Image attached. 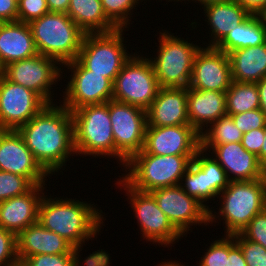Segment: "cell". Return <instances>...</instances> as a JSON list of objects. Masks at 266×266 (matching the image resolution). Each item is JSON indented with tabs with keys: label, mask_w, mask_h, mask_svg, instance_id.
I'll use <instances>...</instances> for the list:
<instances>
[{
	"label": "cell",
	"mask_w": 266,
	"mask_h": 266,
	"mask_svg": "<svg viewBox=\"0 0 266 266\" xmlns=\"http://www.w3.org/2000/svg\"><path fill=\"white\" fill-rule=\"evenodd\" d=\"M61 103L46 104L18 129L33 157L50 177L65 168L69 157L76 154L72 114Z\"/></svg>",
	"instance_id": "6da1fadb"
},
{
	"label": "cell",
	"mask_w": 266,
	"mask_h": 266,
	"mask_svg": "<svg viewBox=\"0 0 266 266\" xmlns=\"http://www.w3.org/2000/svg\"><path fill=\"white\" fill-rule=\"evenodd\" d=\"M93 205L76 198L52 199L44 195L39 204L38 222L82 251L85 241L99 235L105 220L102 210Z\"/></svg>",
	"instance_id": "7a4b0ae2"
},
{
	"label": "cell",
	"mask_w": 266,
	"mask_h": 266,
	"mask_svg": "<svg viewBox=\"0 0 266 266\" xmlns=\"http://www.w3.org/2000/svg\"><path fill=\"white\" fill-rule=\"evenodd\" d=\"M218 197L219 212L209 210V225L222 217L225 234L230 236L241 233L255 215L266 208V186L260 179L231 181Z\"/></svg>",
	"instance_id": "3957f363"
},
{
	"label": "cell",
	"mask_w": 266,
	"mask_h": 266,
	"mask_svg": "<svg viewBox=\"0 0 266 266\" xmlns=\"http://www.w3.org/2000/svg\"><path fill=\"white\" fill-rule=\"evenodd\" d=\"M195 155H152L143 149L125 164L123 180L141 192L179 185Z\"/></svg>",
	"instance_id": "277c9868"
},
{
	"label": "cell",
	"mask_w": 266,
	"mask_h": 266,
	"mask_svg": "<svg viewBox=\"0 0 266 266\" xmlns=\"http://www.w3.org/2000/svg\"><path fill=\"white\" fill-rule=\"evenodd\" d=\"M28 24L38 54L53 58L61 67L77 58L85 33L66 13L48 12Z\"/></svg>",
	"instance_id": "5b68a950"
},
{
	"label": "cell",
	"mask_w": 266,
	"mask_h": 266,
	"mask_svg": "<svg viewBox=\"0 0 266 266\" xmlns=\"http://www.w3.org/2000/svg\"><path fill=\"white\" fill-rule=\"evenodd\" d=\"M71 114L76 155L114 158L115 144L109 116V101L77 108Z\"/></svg>",
	"instance_id": "8992f818"
},
{
	"label": "cell",
	"mask_w": 266,
	"mask_h": 266,
	"mask_svg": "<svg viewBox=\"0 0 266 266\" xmlns=\"http://www.w3.org/2000/svg\"><path fill=\"white\" fill-rule=\"evenodd\" d=\"M162 31L159 33L157 56L149 58L159 87H189L194 58L201 45L188 42V38L185 40L177 35L174 36L167 30Z\"/></svg>",
	"instance_id": "52a82bcc"
},
{
	"label": "cell",
	"mask_w": 266,
	"mask_h": 266,
	"mask_svg": "<svg viewBox=\"0 0 266 266\" xmlns=\"http://www.w3.org/2000/svg\"><path fill=\"white\" fill-rule=\"evenodd\" d=\"M123 30L127 31L117 29L109 33L85 34L76 60L84 68L114 83L124 63L133 54H129L124 46Z\"/></svg>",
	"instance_id": "ba28073f"
},
{
	"label": "cell",
	"mask_w": 266,
	"mask_h": 266,
	"mask_svg": "<svg viewBox=\"0 0 266 266\" xmlns=\"http://www.w3.org/2000/svg\"><path fill=\"white\" fill-rule=\"evenodd\" d=\"M159 88L150 59L134 53L116 76L112 99L146 111Z\"/></svg>",
	"instance_id": "9c48e42d"
},
{
	"label": "cell",
	"mask_w": 266,
	"mask_h": 266,
	"mask_svg": "<svg viewBox=\"0 0 266 266\" xmlns=\"http://www.w3.org/2000/svg\"><path fill=\"white\" fill-rule=\"evenodd\" d=\"M109 116L115 144V159L123 167L145 142L146 111L137 106L109 100Z\"/></svg>",
	"instance_id": "30bf717a"
},
{
	"label": "cell",
	"mask_w": 266,
	"mask_h": 266,
	"mask_svg": "<svg viewBox=\"0 0 266 266\" xmlns=\"http://www.w3.org/2000/svg\"><path fill=\"white\" fill-rule=\"evenodd\" d=\"M116 185L126 191L130 207L140 226L143 239L168 247L184 237L169 221L150 192H141L130 187L123 179H118ZM122 186V187H121ZM178 240V241H177Z\"/></svg>",
	"instance_id": "8fae6325"
},
{
	"label": "cell",
	"mask_w": 266,
	"mask_h": 266,
	"mask_svg": "<svg viewBox=\"0 0 266 266\" xmlns=\"http://www.w3.org/2000/svg\"><path fill=\"white\" fill-rule=\"evenodd\" d=\"M60 66L53 58L37 54L8 64L4 67L3 75L13 83L33 90L47 104H52L54 101L52 85L56 86V82L58 83L63 75V69Z\"/></svg>",
	"instance_id": "7c38bea8"
},
{
	"label": "cell",
	"mask_w": 266,
	"mask_h": 266,
	"mask_svg": "<svg viewBox=\"0 0 266 266\" xmlns=\"http://www.w3.org/2000/svg\"><path fill=\"white\" fill-rule=\"evenodd\" d=\"M229 183L230 180L225 170L217 160L200 148L190 162L179 185L189 196L196 198L210 210V207L205 204L209 202L206 201L215 200V197L218 198V195Z\"/></svg>",
	"instance_id": "4fadbf2b"
},
{
	"label": "cell",
	"mask_w": 266,
	"mask_h": 266,
	"mask_svg": "<svg viewBox=\"0 0 266 266\" xmlns=\"http://www.w3.org/2000/svg\"><path fill=\"white\" fill-rule=\"evenodd\" d=\"M72 73L63 92L62 104L71 112L87 105L102 104L113 97V82L84 68L76 59L64 64Z\"/></svg>",
	"instance_id": "5bb4252c"
},
{
	"label": "cell",
	"mask_w": 266,
	"mask_h": 266,
	"mask_svg": "<svg viewBox=\"0 0 266 266\" xmlns=\"http://www.w3.org/2000/svg\"><path fill=\"white\" fill-rule=\"evenodd\" d=\"M150 193L159 209L183 236L192 231L190 228L193 225L209 224V210L196 198L189 196L180 185L158 188Z\"/></svg>",
	"instance_id": "9a60e30c"
},
{
	"label": "cell",
	"mask_w": 266,
	"mask_h": 266,
	"mask_svg": "<svg viewBox=\"0 0 266 266\" xmlns=\"http://www.w3.org/2000/svg\"><path fill=\"white\" fill-rule=\"evenodd\" d=\"M46 104L33 90L0 75V130H18Z\"/></svg>",
	"instance_id": "2e32d148"
},
{
	"label": "cell",
	"mask_w": 266,
	"mask_h": 266,
	"mask_svg": "<svg viewBox=\"0 0 266 266\" xmlns=\"http://www.w3.org/2000/svg\"><path fill=\"white\" fill-rule=\"evenodd\" d=\"M200 134L190 125L146 126L143 150L152 155H195Z\"/></svg>",
	"instance_id": "e0dca14e"
},
{
	"label": "cell",
	"mask_w": 266,
	"mask_h": 266,
	"mask_svg": "<svg viewBox=\"0 0 266 266\" xmlns=\"http://www.w3.org/2000/svg\"><path fill=\"white\" fill-rule=\"evenodd\" d=\"M0 171L27 177L34 185L46 184L49 177L18 130H0Z\"/></svg>",
	"instance_id": "ac0fdd59"
},
{
	"label": "cell",
	"mask_w": 266,
	"mask_h": 266,
	"mask_svg": "<svg viewBox=\"0 0 266 266\" xmlns=\"http://www.w3.org/2000/svg\"><path fill=\"white\" fill-rule=\"evenodd\" d=\"M232 82L229 55L215 47H201L194 58L189 88L226 92Z\"/></svg>",
	"instance_id": "d6986e66"
},
{
	"label": "cell",
	"mask_w": 266,
	"mask_h": 266,
	"mask_svg": "<svg viewBox=\"0 0 266 266\" xmlns=\"http://www.w3.org/2000/svg\"><path fill=\"white\" fill-rule=\"evenodd\" d=\"M44 189L45 184L35 185L23 195L0 202V227L17 236L28 226L38 222L39 204L45 194Z\"/></svg>",
	"instance_id": "ffe728a7"
},
{
	"label": "cell",
	"mask_w": 266,
	"mask_h": 266,
	"mask_svg": "<svg viewBox=\"0 0 266 266\" xmlns=\"http://www.w3.org/2000/svg\"><path fill=\"white\" fill-rule=\"evenodd\" d=\"M147 126H178L190 124L187 109V87L162 88L146 110Z\"/></svg>",
	"instance_id": "44dd1931"
},
{
	"label": "cell",
	"mask_w": 266,
	"mask_h": 266,
	"mask_svg": "<svg viewBox=\"0 0 266 266\" xmlns=\"http://www.w3.org/2000/svg\"><path fill=\"white\" fill-rule=\"evenodd\" d=\"M17 257L21 263L26 257L46 254L80 253L68 241L36 222L16 236Z\"/></svg>",
	"instance_id": "7402d4cb"
},
{
	"label": "cell",
	"mask_w": 266,
	"mask_h": 266,
	"mask_svg": "<svg viewBox=\"0 0 266 266\" xmlns=\"http://www.w3.org/2000/svg\"><path fill=\"white\" fill-rule=\"evenodd\" d=\"M207 151L209 153L212 151V156L225 170L230 182L260 179V161L258 157L247 151L241 142L212 145Z\"/></svg>",
	"instance_id": "603a6c76"
},
{
	"label": "cell",
	"mask_w": 266,
	"mask_h": 266,
	"mask_svg": "<svg viewBox=\"0 0 266 266\" xmlns=\"http://www.w3.org/2000/svg\"><path fill=\"white\" fill-rule=\"evenodd\" d=\"M187 109L190 125L201 134L213 122L227 115L226 93L187 87Z\"/></svg>",
	"instance_id": "cb8c5ba5"
},
{
	"label": "cell",
	"mask_w": 266,
	"mask_h": 266,
	"mask_svg": "<svg viewBox=\"0 0 266 266\" xmlns=\"http://www.w3.org/2000/svg\"><path fill=\"white\" fill-rule=\"evenodd\" d=\"M37 54L28 23L0 22V61L3 67Z\"/></svg>",
	"instance_id": "d4e9b609"
},
{
	"label": "cell",
	"mask_w": 266,
	"mask_h": 266,
	"mask_svg": "<svg viewBox=\"0 0 266 266\" xmlns=\"http://www.w3.org/2000/svg\"><path fill=\"white\" fill-rule=\"evenodd\" d=\"M205 21L210 25L212 39L206 47H215L231 30L242 23L250 13L234 0L203 6ZM207 19V20H206Z\"/></svg>",
	"instance_id": "484cf974"
},
{
	"label": "cell",
	"mask_w": 266,
	"mask_h": 266,
	"mask_svg": "<svg viewBox=\"0 0 266 266\" xmlns=\"http://www.w3.org/2000/svg\"><path fill=\"white\" fill-rule=\"evenodd\" d=\"M228 55L233 81L256 83L266 77V43L237 49Z\"/></svg>",
	"instance_id": "4316f807"
},
{
	"label": "cell",
	"mask_w": 266,
	"mask_h": 266,
	"mask_svg": "<svg viewBox=\"0 0 266 266\" xmlns=\"http://www.w3.org/2000/svg\"><path fill=\"white\" fill-rule=\"evenodd\" d=\"M67 15L85 34L109 33L118 29L106 17L101 0H70Z\"/></svg>",
	"instance_id": "83f0119b"
},
{
	"label": "cell",
	"mask_w": 266,
	"mask_h": 266,
	"mask_svg": "<svg viewBox=\"0 0 266 266\" xmlns=\"http://www.w3.org/2000/svg\"><path fill=\"white\" fill-rule=\"evenodd\" d=\"M266 43V18L250 14L242 23L227 33L215 46L227 54L231 51Z\"/></svg>",
	"instance_id": "f1b7e54d"
},
{
	"label": "cell",
	"mask_w": 266,
	"mask_h": 266,
	"mask_svg": "<svg viewBox=\"0 0 266 266\" xmlns=\"http://www.w3.org/2000/svg\"><path fill=\"white\" fill-rule=\"evenodd\" d=\"M225 93L227 115H237L260 108L256 83L233 81Z\"/></svg>",
	"instance_id": "f546056e"
},
{
	"label": "cell",
	"mask_w": 266,
	"mask_h": 266,
	"mask_svg": "<svg viewBox=\"0 0 266 266\" xmlns=\"http://www.w3.org/2000/svg\"><path fill=\"white\" fill-rule=\"evenodd\" d=\"M201 134V148L207 151L212 145L241 142L243 133L229 115L220 117Z\"/></svg>",
	"instance_id": "4dcf8cb0"
},
{
	"label": "cell",
	"mask_w": 266,
	"mask_h": 266,
	"mask_svg": "<svg viewBox=\"0 0 266 266\" xmlns=\"http://www.w3.org/2000/svg\"><path fill=\"white\" fill-rule=\"evenodd\" d=\"M140 1L143 2V0H101V3L106 17L118 29H124L130 25L131 15L134 12L132 9L136 10L135 7Z\"/></svg>",
	"instance_id": "1f68e13d"
},
{
	"label": "cell",
	"mask_w": 266,
	"mask_h": 266,
	"mask_svg": "<svg viewBox=\"0 0 266 266\" xmlns=\"http://www.w3.org/2000/svg\"><path fill=\"white\" fill-rule=\"evenodd\" d=\"M224 236L210 244L199 260V266H226L229 251L236 245V241L233 236Z\"/></svg>",
	"instance_id": "d6a6232c"
},
{
	"label": "cell",
	"mask_w": 266,
	"mask_h": 266,
	"mask_svg": "<svg viewBox=\"0 0 266 266\" xmlns=\"http://www.w3.org/2000/svg\"><path fill=\"white\" fill-rule=\"evenodd\" d=\"M34 186L27 177L0 171V202L23 195Z\"/></svg>",
	"instance_id": "836d02e7"
},
{
	"label": "cell",
	"mask_w": 266,
	"mask_h": 266,
	"mask_svg": "<svg viewBox=\"0 0 266 266\" xmlns=\"http://www.w3.org/2000/svg\"><path fill=\"white\" fill-rule=\"evenodd\" d=\"M80 253H67L56 255H34L26 257L20 266H81Z\"/></svg>",
	"instance_id": "e575fe53"
},
{
	"label": "cell",
	"mask_w": 266,
	"mask_h": 266,
	"mask_svg": "<svg viewBox=\"0 0 266 266\" xmlns=\"http://www.w3.org/2000/svg\"><path fill=\"white\" fill-rule=\"evenodd\" d=\"M232 236L241 248L247 266H266V249L262 245L245 239L240 233Z\"/></svg>",
	"instance_id": "d590c367"
},
{
	"label": "cell",
	"mask_w": 266,
	"mask_h": 266,
	"mask_svg": "<svg viewBox=\"0 0 266 266\" xmlns=\"http://www.w3.org/2000/svg\"><path fill=\"white\" fill-rule=\"evenodd\" d=\"M0 266H20L16 235L0 227Z\"/></svg>",
	"instance_id": "8d00e7d4"
},
{
	"label": "cell",
	"mask_w": 266,
	"mask_h": 266,
	"mask_svg": "<svg viewBox=\"0 0 266 266\" xmlns=\"http://www.w3.org/2000/svg\"><path fill=\"white\" fill-rule=\"evenodd\" d=\"M46 0H18L17 21L29 23L48 13Z\"/></svg>",
	"instance_id": "74e56055"
},
{
	"label": "cell",
	"mask_w": 266,
	"mask_h": 266,
	"mask_svg": "<svg viewBox=\"0 0 266 266\" xmlns=\"http://www.w3.org/2000/svg\"><path fill=\"white\" fill-rule=\"evenodd\" d=\"M240 234L245 239L259 243L266 249V208L256 214Z\"/></svg>",
	"instance_id": "f35d334b"
},
{
	"label": "cell",
	"mask_w": 266,
	"mask_h": 266,
	"mask_svg": "<svg viewBox=\"0 0 266 266\" xmlns=\"http://www.w3.org/2000/svg\"><path fill=\"white\" fill-rule=\"evenodd\" d=\"M229 116L242 133L266 127V116L259 108Z\"/></svg>",
	"instance_id": "ab89813d"
},
{
	"label": "cell",
	"mask_w": 266,
	"mask_h": 266,
	"mask_svg": "<svg viewBox=\"0 0 266 266\" xmlns=\"http://www.w3.org/2000/svg\"><path fill=\"white\" fill-rule=\"evenodd\" d=\"M264 140V128L243 133L241 144L249 152L255 154L260 161V150Z\"/></svg>",
	"instance_id": "60d3db41"
},
{
	"label": "cell",
	"mask_w": 266,
	"mask_h": 266,
	"mask_svg": "<svg viewBox=\"0 0 266 266\" xmlns=\"http://www.w3.org/2000/svg\"><path fill=\"white\" fill-rule=\"evenodd\" d=\"M18 16V0H0V22H15Z\"/></svg>",
	"instance_id": "b9f144b4"
},
{
	"label": "cell",
	"mask_w": 266,
	"mask_h": 266,
	"mask_svg": "<svg viewBox=\"0 0 266 266\" xmlns=\"http://www.w3.org/2000/svg\"><path fill=\"white\" fill-rule=\"evenodd\" d=\"M250 14L261 15L266 10V0H234Z\"/></svg>",
	"instance_id": "7bdbcfd3"
},
{
	"label": "cell",
	"mask_w": 266,
	"mask_h": 266,
	"mask_svg": "<svg viewBox=\"0 0 266 266\" xmlns=\"http://www.w3.org/2000/svg\"><path fill=\"white\" fill-rule=\"evenodd\" d=\"M226 266H247L242 250L237 244L229 251Z\"/></svg>",
	"instance_id": "ee69618b"
},
{
	"label": "cell",
	"mask_w": 266,
	"mask_h": 266,
	"mask_svg": "<svg viewBox=\"0 0 266 266\" xmlns=\"http://www.w3.org/2000/svg\"><path fill=\"white\" fill-rule=\"evenodd\" d=\"M49 12L66 13L70 0H46Z\"/></svg>",
	"instance_id": "f6af8a7d"
},
{
	"label": "cell",
	"mask_w": 266,
	"mask_h": 266,
	"mask_svg": "<svg viewBox=\"0 0 266 266\" xmlns=\"http://www.w3.org/2000/svg\"><path fill=\"white\" fill-rule=\"evenodd\" d=\"M258 87V93L260 98V110L266 116V77H263L261 80L256 82Z\"/></svg>",
	"instance_id": "bcb514c9"
},
{
	"label": "cell",
	"mask_w": 266,
	"mask_h": 266,
	"mask_svg": "<svg viewBox=\"0 0 266 266\" xmlns=\"http://www.w3.org/2000/svg\"><path fill=\"white\" fill-rule=\"evenodd\" d=\"M260 180L266 186V158L260 163Z\"/></svg>",
	"instance_id": "7dc6e473"
},
{
	"label": "cell",
	"mask_w": 266,
	"mask_h": 266,
	"mask_svg": "<svg viewBox=\"0 0 266 266\" xmlns=\"http://www.w3.org/2000/svg\"><path fill=\"white\" fill-rule=\"evenodd\" d=\"M194 1L195 3H200L201 7L203 6H206V5H209V4H213V3H224V2H228V1H231V0H192Z\"/></svg>",
	"instance_id": "c3c4849f"
},
{
	"label": "cell",
	"mask_w": 266,
	"mask_h": 266,
	"mask_svg": "<svg viewBox=\"0 0 266 266\" xmlns=\"http://www.w3.org/2000/svg\"><path fill=\"white\" fill-rule=\"evenodd\" d=\"M266 158V127L264 128V140L260 150V163Z\"/></svg>",
	"instance_id": "681fc988"
},
{
	"label": "cell",
	"mask_w": 266,
	"mask_h": 266,
	"mask_svg": "<svg viewBox=\"0 0 266 266\" xmlns=\"http://www.w3.org/2000/svg\"><path fill=\"white\" fill-rule=\"evenodd\" d=\"M158 266H185L184 264L175 262V261H165V262H161Z\"/></svg>",
	"instance_id": "f907efd6"
},
{
	"label": "cell",
	"mask_w": 266,
	"mask_h": 266,
	"mask_svg": "<svg viewBox=\"0 0 266 266\" xmlns=\"http://www.w3.org/2000/svg\"><path fill=\"white\" fill-rule=\"evenodd\" d=\"M3 72H4V67H3V65H2V63L0 61V75H2Z\"/></svg>",
	"instance_id": "816d5d0a"
},
{
	"label": "cell",
	"mask_w": 266,
	"mask_h": 266,
	"mask_svg": "<svg viewBox=\"0 0 266 266\" xmlns=\"http://www.w3.org/2000/svg\"><path fill=\"white\" fill-rule=\"evenodd\" d=\"M166 1H167V0H166ZM169 1H173V0H168V2H169ZM174 1H176V2H179V1H180V2H181V1H186V0H174ZM187 1L189 2L190 0H187Z\"/></svg>",
	"instance_id": "f5cc1de1"
},
{
	"label": "cell",
	"mask_w": 266,
	"mask_h": 266,
	"mask_svg": "<svg viewBox=\"0 0 266 266\" xmlns=\"http://www.w3.org/2000/svg\"><path fill=\"white\" fill-rule=\"evenodd\" d=\"M264 18H266V10L261 14Z\"/></svg>",
	"instance_id": "db71d44e"
}]
</instances>
